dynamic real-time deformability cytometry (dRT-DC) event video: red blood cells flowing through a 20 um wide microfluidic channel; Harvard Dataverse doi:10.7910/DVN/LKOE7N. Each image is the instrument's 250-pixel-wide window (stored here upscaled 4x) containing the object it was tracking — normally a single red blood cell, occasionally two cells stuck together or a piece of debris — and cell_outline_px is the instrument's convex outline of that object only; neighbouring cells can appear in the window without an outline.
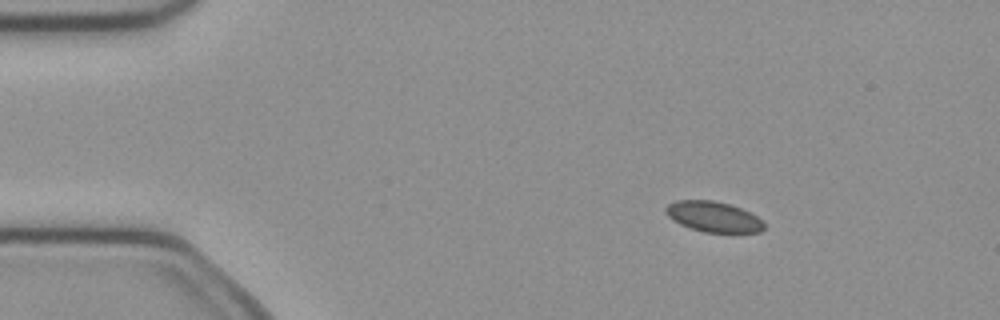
{"species": "common noctule bat (a hibernating species)", "species_latin": "Nyctalus noctula", "temperature_condition": "cold", "stored_images_in_passage": 4, "segment_of_instrument_passage": [1, 2], "camera_frame_rate_fps": 3000, "um_per_image_px": 0.085, "animal": {"sex": "female", "body_mass_g": 21.9}, "frame": {"image": 1, "passage_image": 1, "time_ms": 0.0, "image_size_px": [1000, 320], "cell_outline_px": [[764, 228], [760, 232], [704, 232], [680, 224], [672, 220], [664, 212], [664, 208], [668, 204], [676, 200], [712, 200], [728, 204], [740, 208], [764, 220]], "centroid_in_image_um": [60.61, 18.41], "position_along_channel_um": 24.4, "area_um2": 17.4}}